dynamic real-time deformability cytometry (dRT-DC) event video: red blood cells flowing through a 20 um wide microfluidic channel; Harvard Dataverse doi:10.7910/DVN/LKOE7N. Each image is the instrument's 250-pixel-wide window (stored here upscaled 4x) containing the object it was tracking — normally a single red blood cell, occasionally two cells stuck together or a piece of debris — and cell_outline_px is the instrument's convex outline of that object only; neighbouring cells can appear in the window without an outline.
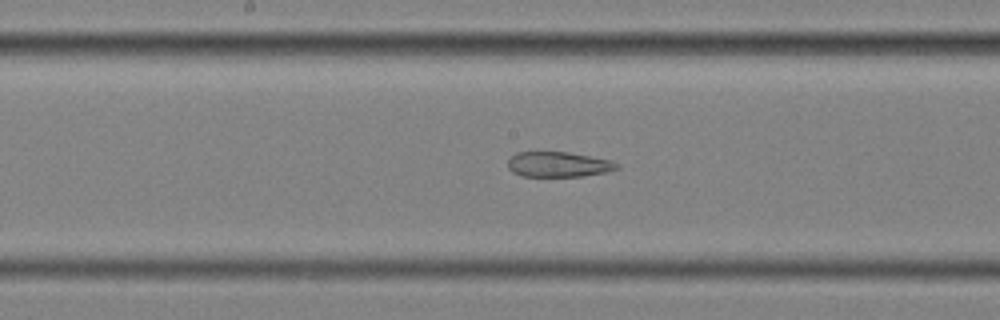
{"species": "common noctule bat (a hibernating species)", "species_latin": "Nyctalus noctula", "temperature_condition": "cold", "stored_images_in_passage": 57, "segment_of_instrument_passage": [2, 2], "camera_frame_rate_fps": 3000, "um_per_image_px": 0.085, "animal": {"sex": "female", "body_mass_g": 25.1}, "frame": {"image": 1, "passage_image": 30, "time_ms": 9.667, "image_size_px": [1000, 320], "cell_outline_px": [[620, 168], [604, 172], [584, 176], [520, 176], [512, 172], [508, 168], [508, 160], [516, 152], [568, 152], [612, 160], [620, 164]], "centroid_in_image_um": [47.47, 13.97], "position_along_channel_um": 200.7, "area_um2": 16.07}}
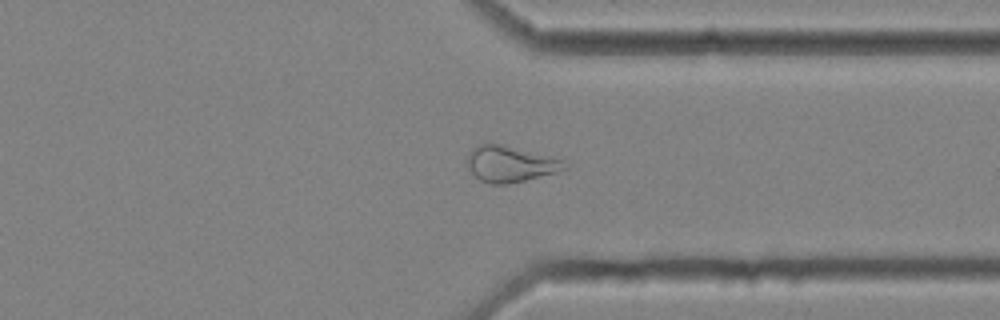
{"frame": {"image": 2, "passage_image": 44, "time_ms": 14.333, "image_size_px": [1000, 320], "cell_outline_px": [[568, 168], [556, 172], [524, 180], [504, 184], [488, 184], [480, 180], [468, 168], [464, 160], [472, 148], [480, 144], [504, 144], [568, 160]], "centroid_in_image_um": [43.38, 13.92], "position_along_channel_um": 368.0, "area_um2": 20.75}}
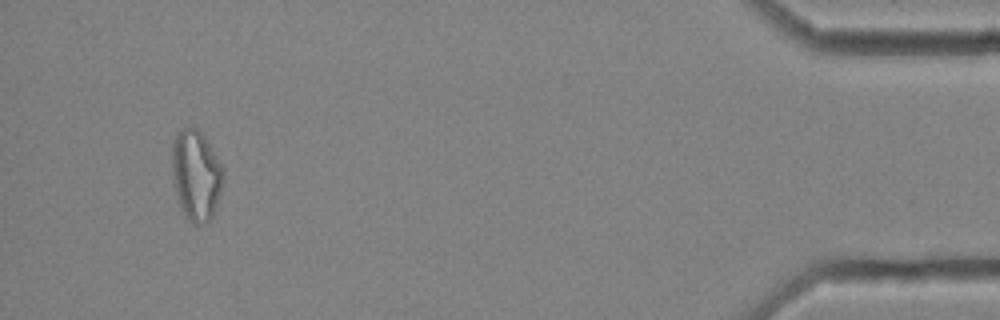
{"frame": {"image": 3, "passage_image": 54, "time_ms": 17.667, "image_size_px": [1000, 320], "cell_outline_px": [[224, 180], [212, 216], [204, 224], [192, 224], [184, 216], [180, 208], [172, 176], [172, 140], [184, 128], [196, 128], [204, 136], [224, 168]], "centroid_in_image_um": [16.66, 14.91], "position_along_channel_um": 418.5, "area_um2": 26.93}}